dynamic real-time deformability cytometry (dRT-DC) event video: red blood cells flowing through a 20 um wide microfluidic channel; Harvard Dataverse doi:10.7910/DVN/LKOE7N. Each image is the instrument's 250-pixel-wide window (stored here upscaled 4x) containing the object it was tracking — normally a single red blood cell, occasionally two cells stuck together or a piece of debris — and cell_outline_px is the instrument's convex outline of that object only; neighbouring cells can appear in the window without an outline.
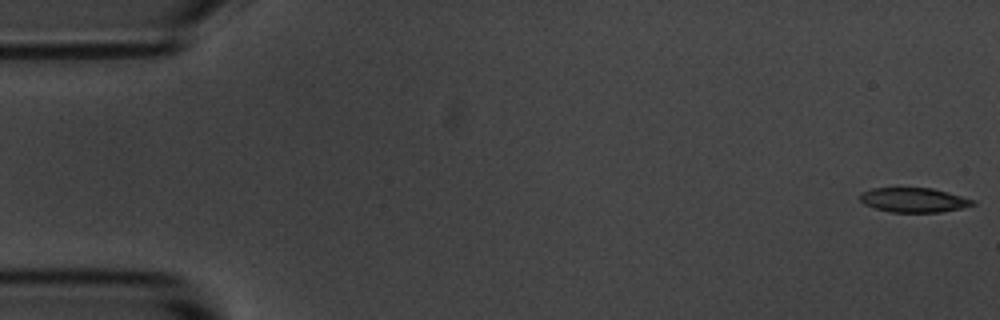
{"species": "common noctule bat (a hibernating species)", "species_latin": "Nyctalus noctula", "temperature_condition": "room temperature", "stored_images_in_passage": 55, "camera_frame_rate_fps": 3000, "um_per_image_px": 0.085, "animal": {"sex": "male", "body_mass_g": 20.1, "forearm_length_mm": 53.5}, "frame": {"image": 1, "passage_image": 1, "time_ms": 0.0, "image_size_px": [1000, 320], "cell_outline_px": [[976, 204], [960, 208], [940, 212], [892, 212], [876, 208], [864, 204], [860, 200], [860, 192], [872, 188], [932, 188], [948, 192], [976, 200]], "centroid_in_image_um": [77.68, 16.99], "position_along_channel_um": 7.3, "area_um2": 16.07}}
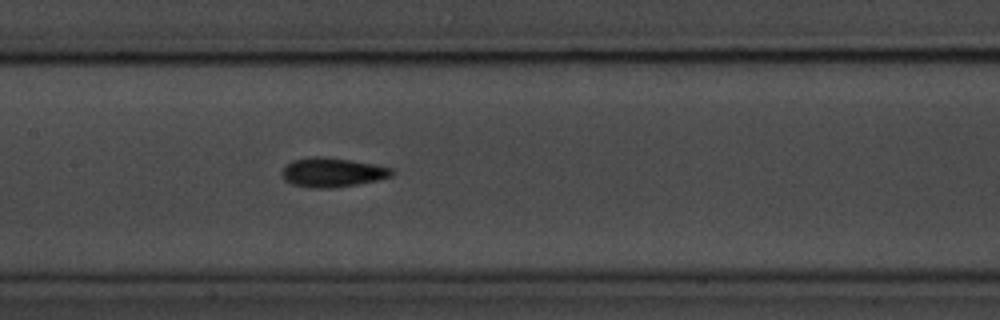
{"frame": {"image": 2, "passage_image": 26, "time_ms": 8.333, "image_size_px": [1000, 320], "cell_outline_px": [[396, 172], [392, 176], [376, 180], [356, 184], [328, 188], [308, 188], [292, 184], [284, 180], [280, 176], [280, 172], [292, 160], [316, 156], [324, 156], [372, 164], [392, 168]], "centroid_in_image_um": [28.21, 14.65], "position_along_channel_um": 179.2, "area_um2": 18.67}}
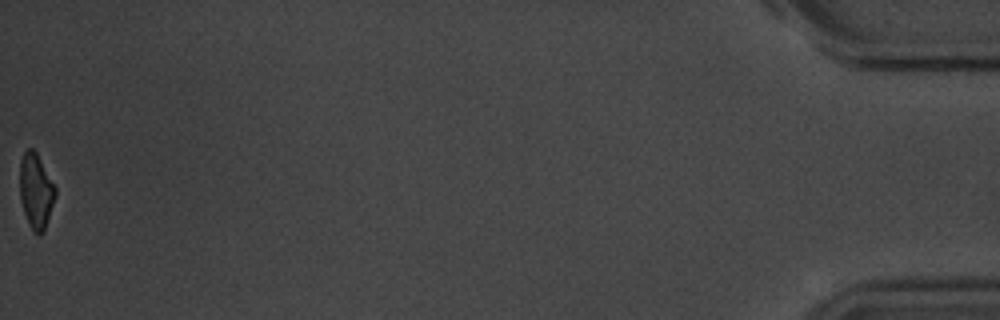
{"frame": {"image": 3, "passage_image": 55, "time_ms": 18.0, "image_size_px": [1000, 320], "cell_outline_px": [[56, 196], [44, 232], [40, 236], [32, 232], [28, 224], [20, 200], [20, 160], [24, 152], [28, 148], [32, 148], [36, 152], [56, 188]], "centroid_in_image_um": [3.05, 16.28], "position_along_channel_um": 432.1, "area_um2": 15.66}, "authors_computed_cell_mechanics": {"area_um2": 17.34, "velocity_mm_per_s": 3.6605, "shape_relaxation_time_tau1_ms": 3.9117, "shape_relaxation_time_tau2_ms": 3.1563, "deformation_change_tau1": 0.1295, "deformation_change_tau2": 0.0836}}